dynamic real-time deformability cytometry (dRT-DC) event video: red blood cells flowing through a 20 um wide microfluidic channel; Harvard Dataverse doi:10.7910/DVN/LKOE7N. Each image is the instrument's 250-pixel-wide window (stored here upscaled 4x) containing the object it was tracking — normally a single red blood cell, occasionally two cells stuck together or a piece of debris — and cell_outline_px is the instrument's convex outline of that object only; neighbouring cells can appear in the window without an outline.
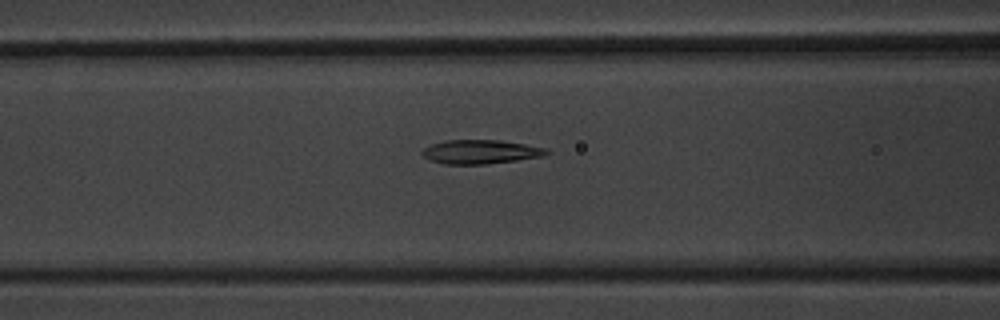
{"species": "common noctule bat (a hibernating species)", "species_latin": "Nyctalus noctula", "temperature_condition": "warm", "stored_images_in_passage": 3, "camera_frame_rate_fps": 3000, "um_per_image_px": 0.085, "animal": {"sex": "male", "body_mass_g": 20.1, "forearm_length_mm": 53.5}, "frame": {"image": 1, "passage_image": 3, "time_ms": 3.333, "image_size_px": [1000, 320], "cell_outline_px": [[552, 152], [544, 156], [516, 160], [484, 164], [444, 164], [432, 160], [424, 156], [420, 152], [424, 148], [432, 144], [444, 140], [500, 140], [524, 144], [544, 148]], "centroid_in_image_um": [40.84, 12.9], "position_along_channel_um": 125.8, "area_um2": 17.22}}